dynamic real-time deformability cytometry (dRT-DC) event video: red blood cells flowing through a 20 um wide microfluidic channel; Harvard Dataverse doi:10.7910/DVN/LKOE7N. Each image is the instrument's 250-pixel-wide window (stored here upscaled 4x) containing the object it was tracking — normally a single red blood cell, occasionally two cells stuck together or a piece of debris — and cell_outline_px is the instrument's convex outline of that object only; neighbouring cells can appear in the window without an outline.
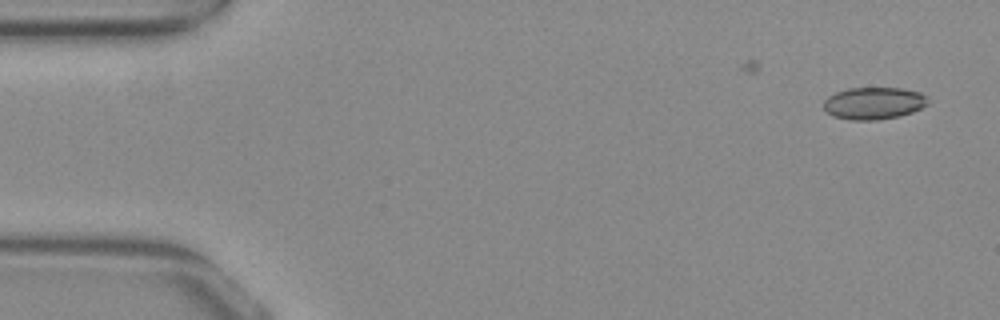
{"species": "common noctule bat (a hibernating species)", "species_latin": "Nyctalus noctula", "temperature_condition": "warm", "stored_images_in_passage": 16, "camera_frame_rate_fps": 3000, "um_per_image_px": 0.085, "animal": {"sex": "female", "body_mass_g": 29.2, "forearm_length_mm": 56.3}, "frame": {"image": 1, "passage_image": 2, "time_ms": 0.333, "image_size_px": [1000, 320], "cell_outline_px": [[928, 104], [912, 112], [900, 116], [880, 120], [852, 120], [832, 116], [824, 108], [824, 100], [828, 96], [836, 92], [848, 88], [904, 88], [920, 92], [928, 96]], "centroid_in_image_um": [74.29, 8.77], "position_along_channel_um": 10.7, "area_um2": 19.71}}
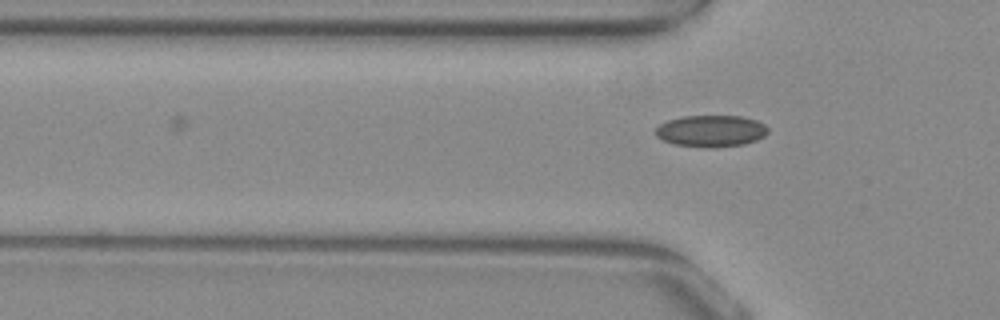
{"frame": {"image": 2, "passage_image": 16, "time_ms": 5.0, "image_size_px": [1000, 320], "cell_outline_px": [[768, 132], [764, 136], [756, 140], [744, 144], [712, 148], [704, 148], [672, 144], [656, 136], [656, 128], [660, 124], [668, 120], [684, 116], [740, 116], [756, 120], [764, 124], [768, 128]], "centroid_in_image_um": [60.44, 11.14], "position_along_channel_um": 65.4, "area_um2": 20.81}}